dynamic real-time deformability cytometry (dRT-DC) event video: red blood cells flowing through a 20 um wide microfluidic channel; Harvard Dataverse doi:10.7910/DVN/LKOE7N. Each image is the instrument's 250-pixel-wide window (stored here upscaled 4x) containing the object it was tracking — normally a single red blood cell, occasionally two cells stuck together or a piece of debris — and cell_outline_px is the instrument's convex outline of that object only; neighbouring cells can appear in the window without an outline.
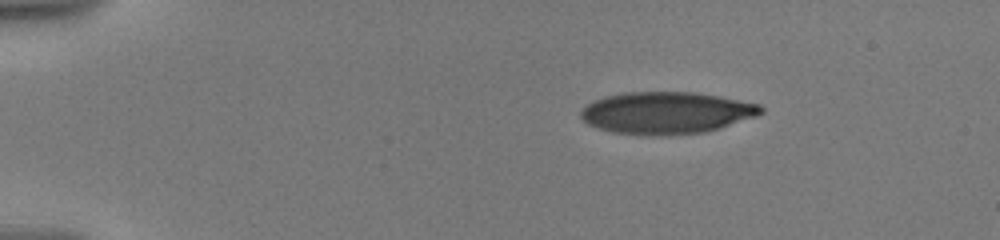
{"species": "human", "species_latin": "Homo sapiens", "temperature_condition": "warm", "stored_images_in_passage": 26, "camera_frame_rate_fps": 3000, "um_per_image_px": 0.085, "donor": {"sex": "male"}, "frame": {"image": 1, "passage_image": 1, "time_ms": 0.0, "image_size_px": [1000, 240], "cell_outline_px": [[764, 112], [756, 116], [720, 128], [704, 132], [668, 136], [640, 136], [612, 132], [588, 124], [580, 116], [580, 112], [588, 104], [604, 96], [624, 92], [692, 92], [716, 96], [760, 104], [764, 108]], "centroid_in_image_um": [56.64, 9.61], "position_along_channel_um": 28.4, "area_um2": 44.22}}
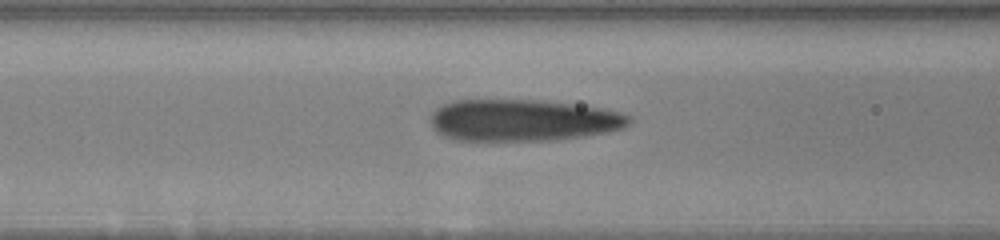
{"frame": {"image": 2, "passage_image": 16, "time_ms": 5.0, "image_size_px": [1000, 240], "cell_outline_px": [[632, 120], [624, 128], [608, 132], [556, 140], [456, 140], [444, 136], [436, 132], [432, 128], [428, 116], [436, 108], [444, 104], [456, 100], [536, 100], [600, 108], [620, 112], [632, 116]], "centroid_in_image_um": [44.41, 10.23], "position_along_channel_um": 122.2, "area_um2": 48.32}}
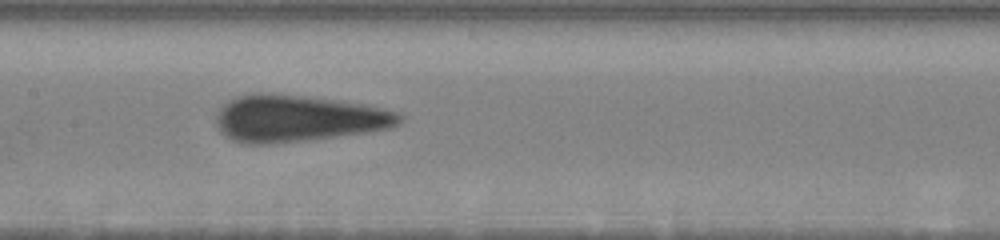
{"frame": {"image": 3, "passage_image": 25, "time_ms": 6.667, "image_size_px": [1000, 240], "cell_outline_px": [[404, 116], [392, 128], [308, 140], [268, 144], [244, 144], [232, 140], [220, 132], [216, 124], [216, 112], [228, 100], [236, 96], [256, 92], [268, 92], [340, 100], [364, 104], [384, 108], [396, 112]], "centroid_in_image_um": [25.26, 10.05], "position_along_channel_um": 182.1, "area_um2": 50.23}}